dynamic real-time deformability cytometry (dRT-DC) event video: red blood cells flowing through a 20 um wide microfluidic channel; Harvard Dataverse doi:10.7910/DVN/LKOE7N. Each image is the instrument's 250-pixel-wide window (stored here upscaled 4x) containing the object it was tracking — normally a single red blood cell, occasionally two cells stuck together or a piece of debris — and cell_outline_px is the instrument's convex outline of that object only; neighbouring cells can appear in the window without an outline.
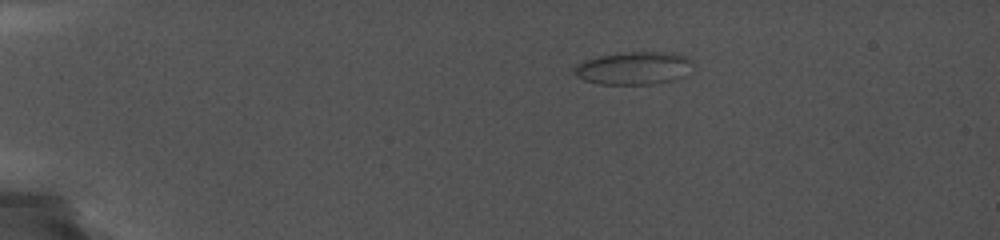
{"species": "common noctule bat (a hibernating species)", "species_latin": "Nyctalus noctula", "temperature_condition": "cold", "stored_images_in_passage": 60, "camera_frame_rate_fps": 5000, "um_per_image_px": 0.085, "animal": {"sex": "female", "body_mass_g": 19.0, "forearm_length_mm": 56.7}, "frame": {"image": 1, "passage_image": 1, "time_ms": 0.0, "image_size_px": [1000, 240], "cell_outline_px": [[728, 48], [700, 68], [688, 76], [676, 80], [652, 84], [600, 84], [584, 80], [576, 76], [572, 72], [572, 68], [580, 60], [596, 56], [616, 52], [704, 48]], "centroid_in_image_um": [54.74, 5.6], "position_along_channel_um": 30.3, "area_um2": 28.32}}
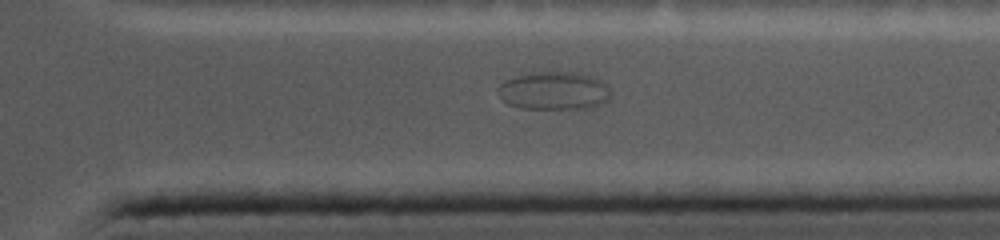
{"frame": {"image": 2, "passage_image": 49, "time_ms": 12.4, "image_size_px": [1000, 240], "cell_outline_px": [[612, 96], [608, 100], [592, 108], [520, 108], [508, 104], [496, 92], [496, 88], [504, 80], [516, 76], [532, 72], [576, 72], [592, 76], [604, 84]], "centroid_in_image_um": [47.05, 7.71], "position_along_channel_um": 364.4, "area_um2": 24.97}}
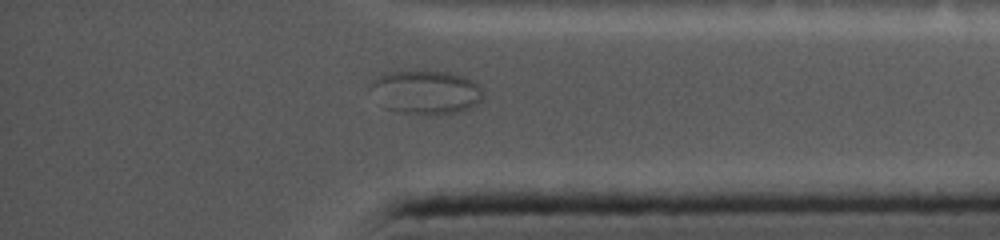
{"frame": {"image": 3, "passage_image": 53, "time_ms": 13.4, "image_size_px": [1000, 240], "cell_outline_px": [[484, 96], [476, 104], [468, 108], [456, 112], [400, 112], [384, 108], [368, 88], [376, 76], [384, 72], [448, 72], [464, 76], [480, 84], [484, 88]], "centroid_in_image_um": [36.2, 7.8], "position_along_channel_um": 399.0, "area_um2": 28.21}}